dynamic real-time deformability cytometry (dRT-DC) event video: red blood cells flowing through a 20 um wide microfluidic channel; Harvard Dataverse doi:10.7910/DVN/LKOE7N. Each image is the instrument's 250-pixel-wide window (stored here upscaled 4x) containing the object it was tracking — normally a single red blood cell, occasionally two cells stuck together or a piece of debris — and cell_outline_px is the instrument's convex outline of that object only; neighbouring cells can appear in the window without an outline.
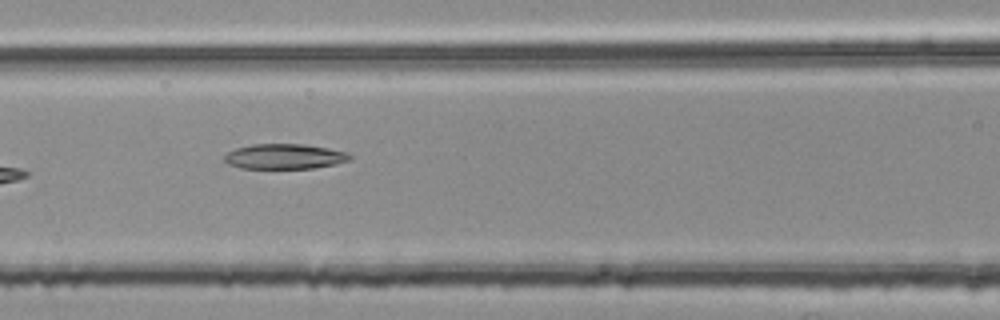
{"species": "common noctule bat (a hibernating species)", "species_latin": "Nyctalus noctula", "temperature_condition": "room temperature", "stored_images_in_passage": 8, "camera_frame_rate_fps": 3000, "um_per_image_px": 0.085, "animal": {"sex": "female", "body_mass_g": 25.1}, "frame": {"image": 1, "passage_image": 6, "time_ms": 1.667, "image_size_px": [1000, 320], "cell_outline_px": [[352, 160], [336, 164], [312, 168], [240, 168], [228, 164], [224, 160], [224, 156], [228, 152], [236, 148], [252, 144], [304, 144], [328, 148], [344, 152], [352, 156]], "centroid_in_image_um": [24.18, 13.3], "position_along_channel_um": 142.4, "area_um2": 18.32}}
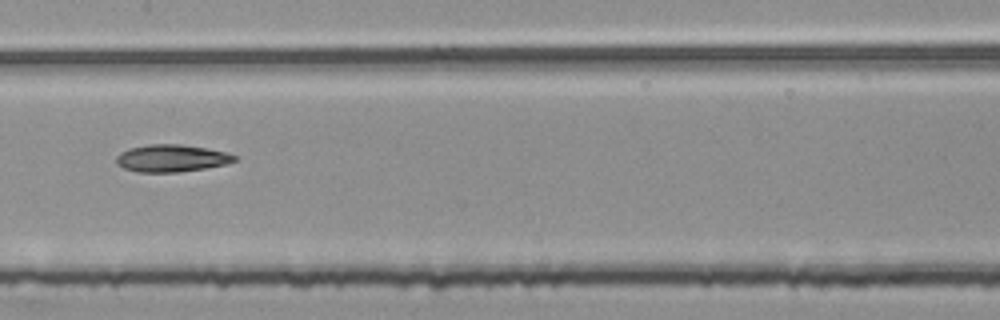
{"frame": {"image": 2, "passage_image": 7, "time_ms": 2.0, "image_size_px": [1000, 320], "cell_outline_px": [[236, 160], [228, 164], [204, 168], [176, 172], [136, 172], [124, 168], [116, 164], [116, 156], [120, 152], [128, 148], [148, 144], [180, 144], [204, 148], [224, 152], [236, 156]], "centroid_in_image_um": [14.52, 13.45], "position_along_channel_um": 192.9, "area_um2": 18.73}}
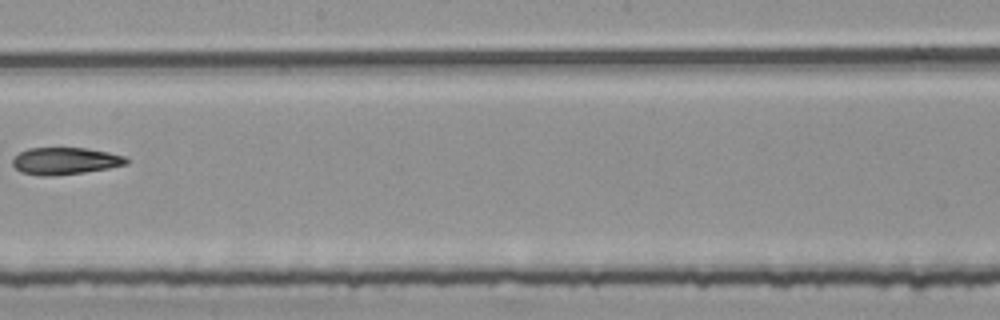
{"frame": {"image": 3, "passage_image": 8, "time_ms": 2.333, "image_size_px": [1000, 320], "cell_outline_px": [[128, 164], [108, 168], [84, 172], [52, 176], [44, 176], [24, 172], [16, 168], [12, 164], [12, 160], [20, 152], [28, 148], [84, 148], [108, 152], [124, 156], [128, 160]], "centroid_in_image_um": [5.55, 13.68], "position_along_channel_um": 242.7, "area_um2": 17.69}}